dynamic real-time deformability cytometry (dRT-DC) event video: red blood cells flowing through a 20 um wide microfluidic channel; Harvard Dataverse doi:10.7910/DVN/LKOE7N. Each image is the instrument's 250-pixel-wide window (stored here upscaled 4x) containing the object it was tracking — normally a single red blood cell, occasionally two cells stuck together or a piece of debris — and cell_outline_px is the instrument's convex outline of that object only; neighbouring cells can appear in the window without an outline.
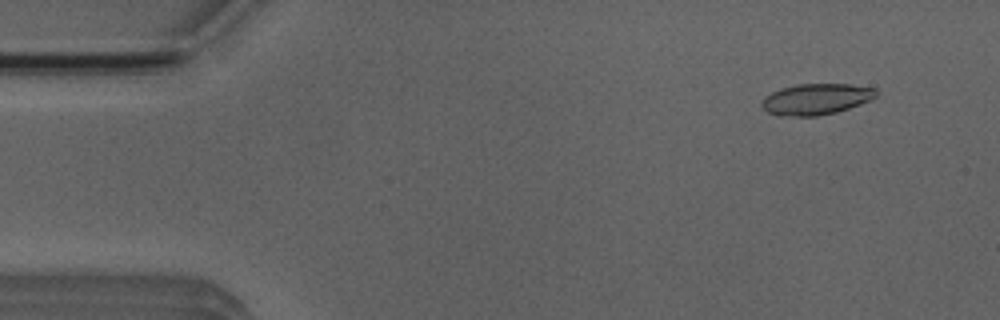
{"species": "Egyptian fruit bat (a non-hibernating species)", "species_latin": "Rousettus aegyptiacus", "temperature_condition": "room temperature", "stored_images_in_passage": 5, "camera_frame_rate_fps": 3000, "um_per_image_px": 0.085, "animal": {"sex": "male"}, "frame": {"image": 1, "passage_image": 2, "time_ms": 1.0, "image_size_px": [1000, 320], "cell_outline_px": [[876, 96], [860, 104], [836, 112], [816, 116], [780, 116], [768, 112], [760, 104], [764, 96], [780, 88], [800, 84], [852, 84], [876, 88]], "centroid_in_image_um": [69.34, 8.42], "position_along_channel_um": 15.7, "area_um2": 20.63}}